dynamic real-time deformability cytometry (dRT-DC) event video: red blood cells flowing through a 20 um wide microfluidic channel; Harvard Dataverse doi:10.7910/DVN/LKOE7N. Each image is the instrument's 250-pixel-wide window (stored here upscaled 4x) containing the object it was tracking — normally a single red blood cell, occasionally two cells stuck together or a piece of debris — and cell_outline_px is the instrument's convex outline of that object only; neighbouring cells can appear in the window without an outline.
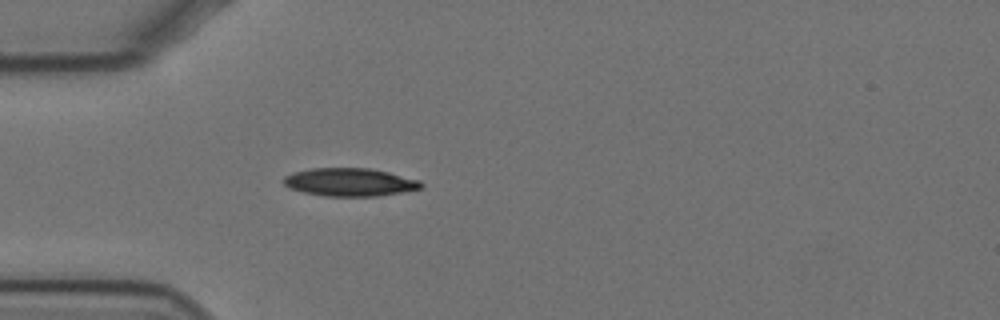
{"species": "Egyptian fruit bat (a non-hibernating species)", "species_latin": "Rousettus aegyptiacus", "temperature_condition": "cold", "stored_images_in_passage": 26, "camera_frame_rate_fps": 3000, "um_per_image_px": 0.085, "animal": {"sex": "female"}, "frame": {"image": 1, "passage_image": 1, "time_ms": 0.0, "image_size_px": [1000, 320], "cell_outline_px": [[424, 188], [376, 196], [324, 196], [304, 192], [288, 188], [284, 184], [284, 176], [292, 172], [312, 168], [368, 168], [388, 172], [420, 180], [424, 184]], "centroid_in_image_um": [29.73, 15.48], "position_along_channel_um": 55.3, "area_um2": 22.48}}
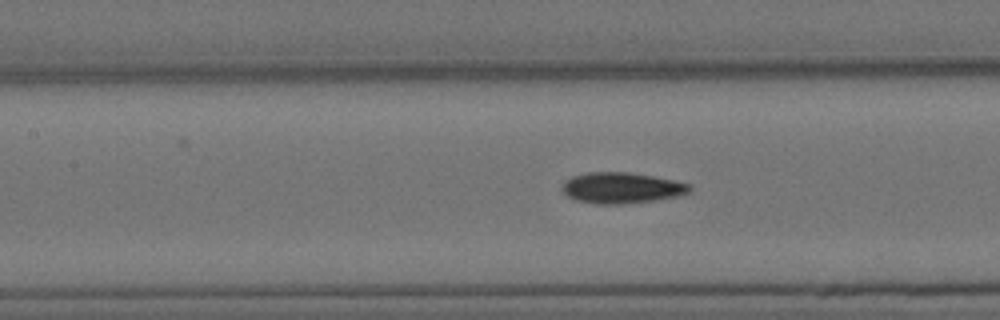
{"frame": {"image": 2, "passage_image": 10, "time_ms": 3.0, "image_size_px": [1000, 320], "cell_outline_px": [[692, 192], [680, 196], [656, 200], [624, 204], [596, 204], [576, 200], [568, 196], [560, 188], [564, 180], [572, 176], [588, 172], [628, 172], [652, 176], [692, 184]], "centroid_in_image_um": [52.85, 15.97], "position_along_channel_um": 154.5, "area_um2": 23.24}}
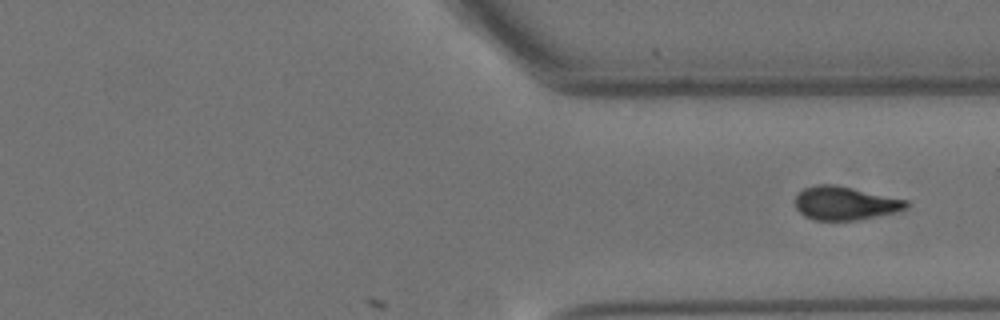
{"frame": {"image": 3, "passage_image": 26, "time_ms": 8.333, "image_size_px": [1000, 320], "cell_outline_px": [[908, 208], [896, 212], [856, 220], [812, 220], [804, 216], [796, 208], [792, 200], [804, 188], [816, 184], [836, 184], [908, 200]], "centroid_in_image_um": [71.8, 17.27], "position_along_channel_um": 339.6, "area_um2": 21.91}}